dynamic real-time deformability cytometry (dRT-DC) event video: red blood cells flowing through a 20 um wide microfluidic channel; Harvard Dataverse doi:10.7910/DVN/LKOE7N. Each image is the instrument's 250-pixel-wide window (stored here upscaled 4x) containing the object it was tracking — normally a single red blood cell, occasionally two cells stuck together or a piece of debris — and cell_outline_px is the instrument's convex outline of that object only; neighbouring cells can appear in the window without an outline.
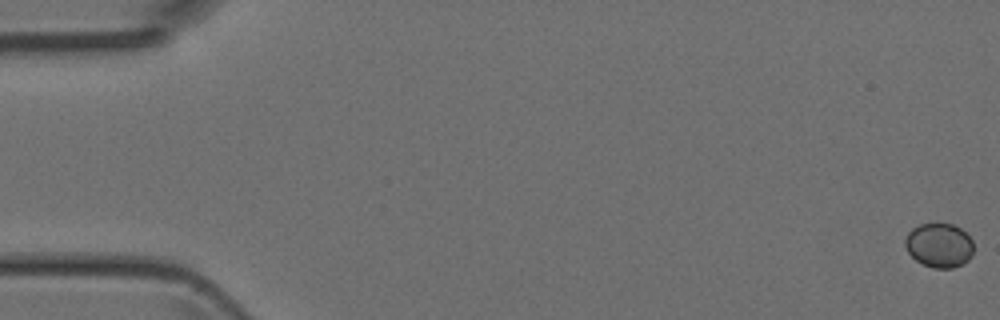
{"species": "Egyptian fruit bat (a non-hibernating species)", "species_latin": "Rousettus aegyptiacus", "temperature_condition": "room temperature", "stored_images_in_passage": 45, "camera_frame_rate_fps": 3000, "um_per_image_px": 0.085, "animal": {"sex": "female"}, "frame": {"image": 1, "passage_image": 1, "time_ms": 0.0, "image_size_px": [1000, 320], "cell_outline_px": [[972, 256], [968, 260], [952, 268], [932, 268], [916, 260], [908, 252], [904, 244], [904, 240], [908, 232], [912, 228], [920, 224], [952, 224], [960, 228], [972, 240]], "centroid_in_image_um": [79.8, 20.85], "position_along_channel_um": 5.2, "area_um2": 17.51}}
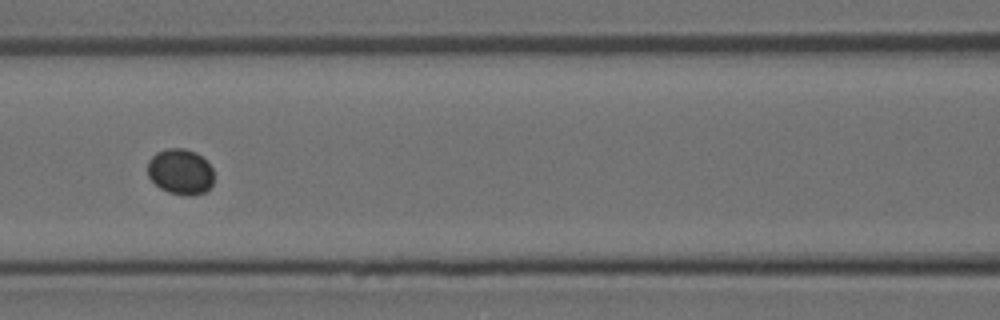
{"frame": {"image": 2, "passage_image": 22, "time_ms": 7.0, "image_size_px": [1000, 320], "cell_outline_px": [[212, 184], [204, 192], [188, 196], [184, 196], [168, 192], [160, 188], [148, 176], [148, 160], [156, 152], [168, 148], [184, 148], [196, 152], [212, 168]], "centroid_in_image_um": [15.31, 14.59], "position_along_channel_um": 151.3, "area_um2": 17.51}}
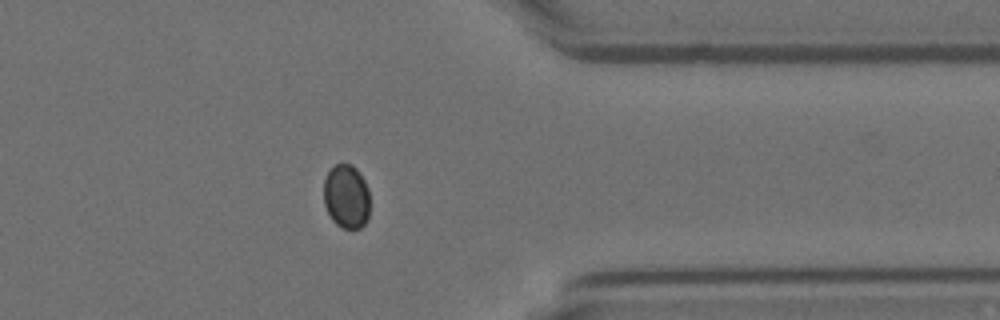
{"frame": {"image": 3, "passage_image": 39, "time_ms": 12.667, "image_size_px": [1000, 320], "cell_outline_px": [[368, 220], [360, 228], [344, 228], [336, 224], [332, 220], [324, 204], [324, 180], [328, 172], [336, 164], [352, 164], [356, 168], [364, 180], [368, 188]], "centroid_in_image_um": [29.44, 16.7], "position_along_channel_um": 382.0, "area_um2": 17.11}}